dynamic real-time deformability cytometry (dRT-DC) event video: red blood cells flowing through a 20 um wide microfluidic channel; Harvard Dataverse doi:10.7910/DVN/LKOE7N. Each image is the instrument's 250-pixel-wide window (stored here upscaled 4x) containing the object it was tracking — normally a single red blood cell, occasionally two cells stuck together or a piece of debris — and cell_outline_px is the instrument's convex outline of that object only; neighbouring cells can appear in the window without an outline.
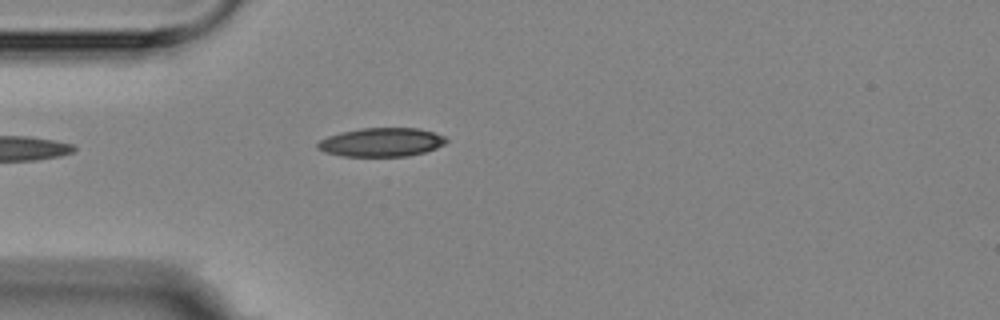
{"species": "Egyptian fruit bat (a non-hibernating species)", "species_latin": "Rousettus aegyptiacus", "temperature_condition": "room temperature", "stored_images_in_passage": 5, "camera_frame_rate_fps": 3000, "um_per_image_px": 0.085, "animal": {"sex": "female"}, "frame": {"image": 1, "passage_image": 5, "time_ms": 4.667, "image_size_px": [1000, 320], "cell_outline_px": [[448, 140], [444, 144], [436, 148], [424, 152], [408, 156], [340, 156], [324, 152], [316, 148], [316, 144], [320, 140], [328, 136], [340, 132], [360, 128], [420, 128], [444, 136]], "centroid_in_image_um": [32.39, 12.09], "position_along_channel_um": 52.6, "area_um2": 21.62}}